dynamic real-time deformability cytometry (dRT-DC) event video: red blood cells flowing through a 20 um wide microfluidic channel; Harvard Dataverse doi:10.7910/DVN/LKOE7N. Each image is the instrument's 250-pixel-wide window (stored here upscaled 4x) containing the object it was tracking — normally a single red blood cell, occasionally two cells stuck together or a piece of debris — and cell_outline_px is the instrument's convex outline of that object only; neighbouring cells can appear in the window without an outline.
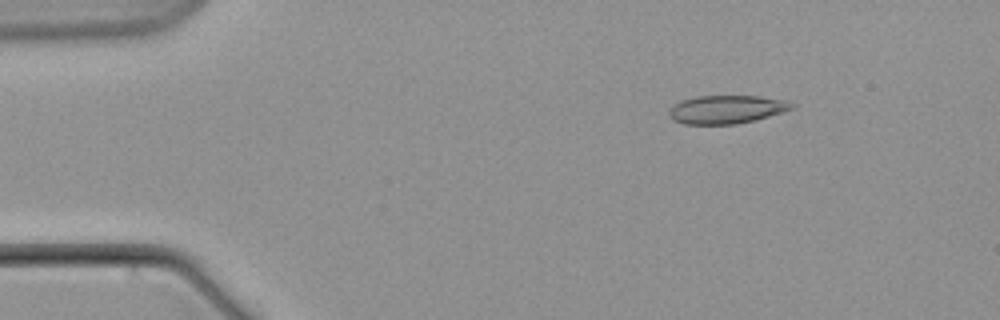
{"species": "common noctule bat (a hibernating species)", "species_latin": "Nyctalus noctula", "temperature_condition": "warm", "stored_images_in_passage": 9, "camera_frame_rate_fps": 3000, "um_per_image_px": 0.085, "animal": {"sex": "male", "body_mass_g": 21.5, "forearm_length_mm": 52.0}, "frame": {"image": 1, "passage_image": 1, "time_ms": 0.0, "image_size_px": [1000, 320], "cell_outline_px": [[796, 104], [792, 108], [756, 120], [736, 124], [684, 124], [672, 120], [668, 112], [680, 100], [696, 96], [760, 96], [788, 100]], "centroid_in_image_um": [61.76, 9.29], "position_along_channel_um": 23.2, "area_um2": 20.23}}
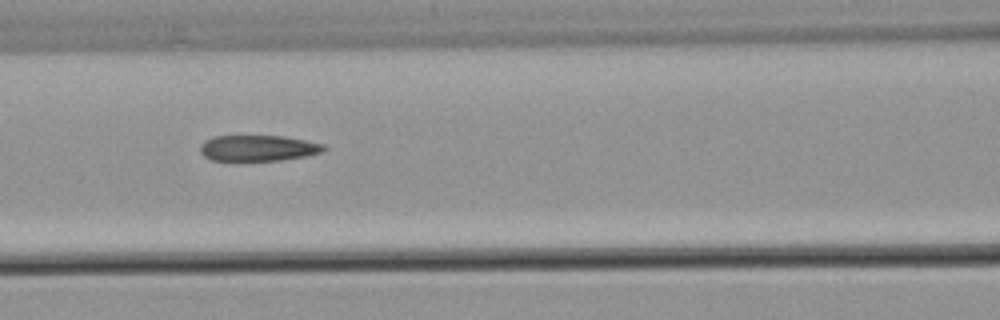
{"frame": {"image": 2, "passage_image": 6, "time_ms": 6.667, "image_size_px": [1000, 320], "cell_outline_px": [[328, 148], [320, 152], [304, 156], [280, 160], [212, 160], [204, 156], [200, 152], [200, 144], [204, 140], [212, 136], [284, 136], [324, 144]], "centroid_in_image_um": [21.9, 12.58], "position_along_channel_um": 144.7, "area_um2": 18.55}}
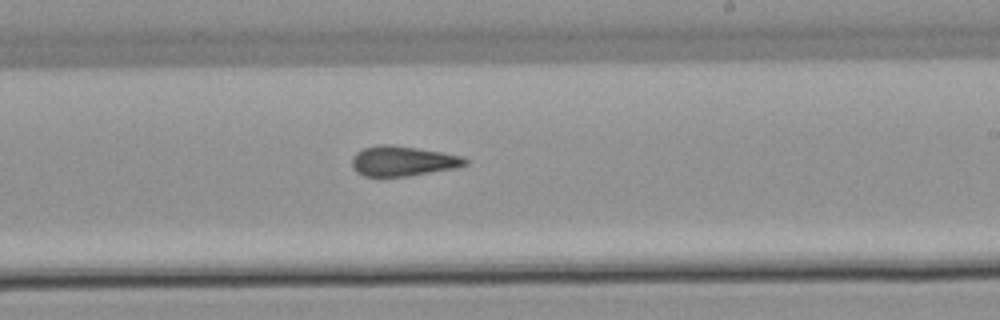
{"frame": {"image": 3, "passage_image": 9, "time_ms": 10.333, "image_size_px": [1000, 320], "cell_outline_px": [[468, 164], [456, 168], [408, 176], [364, 176], [356, 172], [352, 168], [352, 156], [356, 152], [364, 148], [376, 144], [392, 144], [440, 152], [460, 156], [468, 160]], "centroid_in_image_um": [34.2, 13.68], "position_along_channel_um": 254.8, "area_um2": 19.83}}